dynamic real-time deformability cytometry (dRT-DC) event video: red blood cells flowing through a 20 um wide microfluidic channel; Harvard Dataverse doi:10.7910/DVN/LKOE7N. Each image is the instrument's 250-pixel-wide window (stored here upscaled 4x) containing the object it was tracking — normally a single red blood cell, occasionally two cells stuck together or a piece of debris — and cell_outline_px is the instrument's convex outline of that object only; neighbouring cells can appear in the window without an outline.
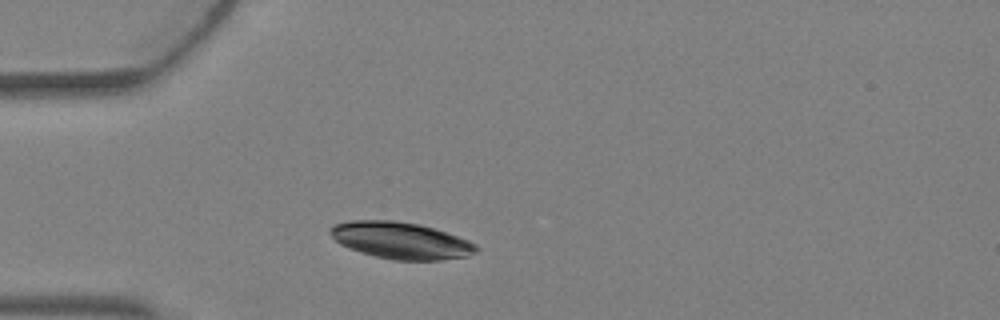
{"species": "Egyptian fruit bat (a non-hibernating species)", "species_latin": "Rousettus aegyptiacus", "temperature_condition": "warm", "stored_images_in_passage": 1, "camera_frame_rate_fps": 3000, "um_per_image_px": 0.085, "animal": {"sex": "female"}, "frame": {"image": 1, "passage_image": 1, "time_ms": 0.0, "image_size_px": [1000, 320], "cell_outline_px": [[480, 248], [476, 252], [468, 256], [440, 260], [392, 260], [360, 252], [340, 244], [328, 232], [328, 228], [332, 224], [352, 220], [396, 220], [420, 224], [436, 228], [468, 240], [476, 244]], "centroid_in_image_um": [34.07, 20.43], "position_along_channel_um": 50.9, "area_um2": 31.56}}